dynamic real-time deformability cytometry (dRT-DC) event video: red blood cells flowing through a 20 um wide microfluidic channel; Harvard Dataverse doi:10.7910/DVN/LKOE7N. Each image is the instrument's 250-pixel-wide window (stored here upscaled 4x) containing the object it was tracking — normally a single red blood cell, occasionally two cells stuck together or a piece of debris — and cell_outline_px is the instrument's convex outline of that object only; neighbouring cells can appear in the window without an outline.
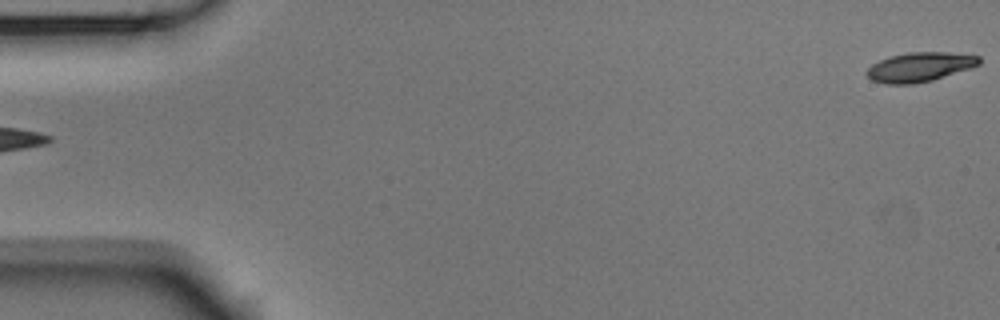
{"species": "Egyptian fruit bat (a non-hibernating species)", "species_latin": "Rousettus aegyptiacus", "temperature_condition": "room temperature", "stored_images_in_passage": 5, "segment_of_instrument_passage": [2, 2], "camera_frame_rate_fps": 3000, "um_per_image_px": 0.085, "animal": {"sex": "male"}, "frame": {"image": 1, "passage_image": 5, "time_ms": 1.333, "image_size_px": [1000, 320], "cell_outline_px": [[980, 64], [972, 68], [932, 80], [912, 84], [884, 84], [872, 80], [868, 76], [868, 68], [872, 64], [880, 60], [892, 56], [908, 52], [948, 52], [980, 56]], "centroid_in_image_um": [78.21, 5.69], "position_along_channel_um": 6.8, "area_um2": 19.13}}